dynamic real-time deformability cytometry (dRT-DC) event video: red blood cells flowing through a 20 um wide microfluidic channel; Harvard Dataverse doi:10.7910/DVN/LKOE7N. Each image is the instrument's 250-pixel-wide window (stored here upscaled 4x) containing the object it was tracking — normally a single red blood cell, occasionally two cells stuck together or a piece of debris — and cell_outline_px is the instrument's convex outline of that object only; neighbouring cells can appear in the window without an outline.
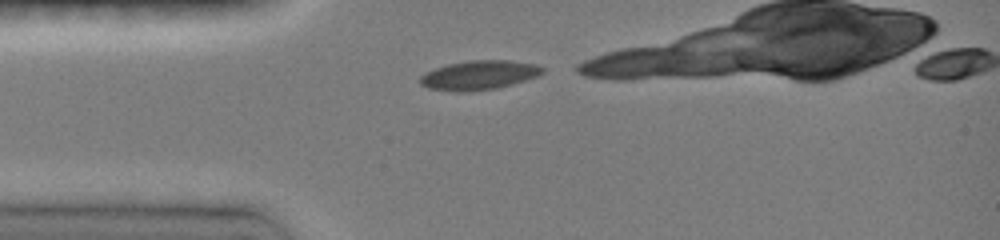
{"species": "common noctule bat (a hibernating species)", "species_latin": "Nyctalus noctula", "temperature_condition": "room temperature", "stored_images_in_passage": 9, "camera_frame_rate_fps": 3000, "um_per_image_px": 0.085, "animal": {"sex": "female", "body_mass_g": 19.0, "forearm_length_mm": 51.5}, "frame": {"image": 1, "passage_image": 1, "time_ms": 0.0, "image_size_px": [1000, 240], "cell_outline_px": [[544, 72], [536, 76], [512, 84], [496, 88], [464, 92], [456, 92], [428, 88], [420, 84], [416, 80], [424, 72], [448, 64], [468, 60], [508, 60], [536, 64], [544, 68]], "centroid_in_image_um": [40.66, 6.38], "position_along_channel_um": 44.3, "area_um2": 20.92}}
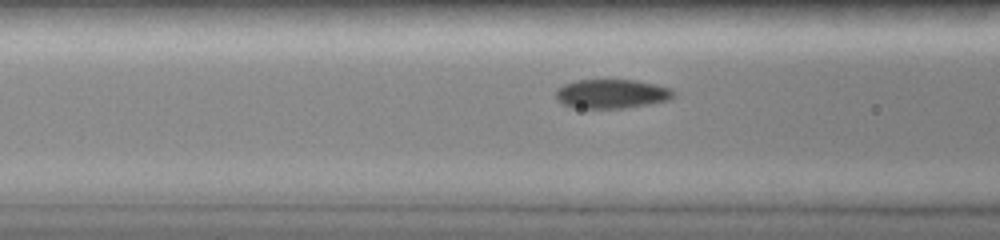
{"frame": {"image": 2, "passage_image": 7, "time_ms": 2.0, "image_size_px": [1000, 240], "cell_outline_px": [[676, 96], [668, 100], [648, 104], [624, 108], [580, 108], [564, 104], [556, 100], [556, 88], [564, 84], [576, 80], [636, 80], [656, 84], [668, 88], [676, 92]], "centroid_in_image_um": [51.99, 7.97], "position_along_channel_um": 114.6, "area_um2": 20.0}}